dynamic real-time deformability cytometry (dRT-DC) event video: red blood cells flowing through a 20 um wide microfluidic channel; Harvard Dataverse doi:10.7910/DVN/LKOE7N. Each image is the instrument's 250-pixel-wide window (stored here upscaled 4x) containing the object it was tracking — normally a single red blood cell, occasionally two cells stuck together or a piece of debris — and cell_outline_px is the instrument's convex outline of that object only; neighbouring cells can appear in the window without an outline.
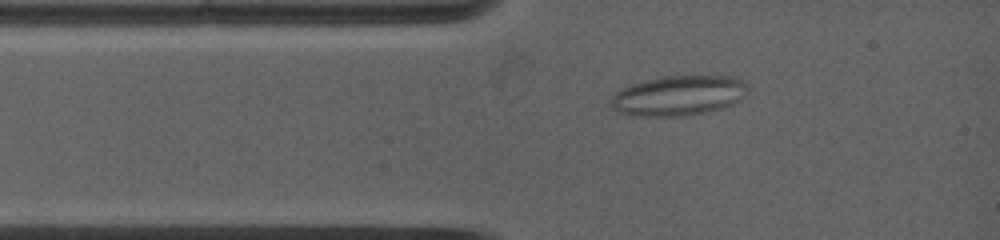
{"species": "common noctule bat (a hibernating species)", "species_latin": "Nyctalus noctula", "temperature_condition": "warm", "stored_images_in_passage": 39, "camera_frame_rate_fps": 5000, "um_per_image_px": 0.085, "animal": {"sex": "female", "body_mass_g": 19.0, "forearm_length_mm": 53.3}, "frame": {"image": 1, "passage_image": 2, "time_ms": 0.4, "image_size_px": [1000, 240], "cell_outline_px": [[744, 84], [740, 100], [732, 104], [720, 108], [704, 112], [684, 116], [632, 116], [620, 112], [612, 108], [612, 96], [616, 92], [632, 84], [644, 80], [664, 76], [736, 76]], "centroid_in_image_um": [57.61, 8.13], "position_along_channel_um": 27.4, "area_um2": 31.33}}
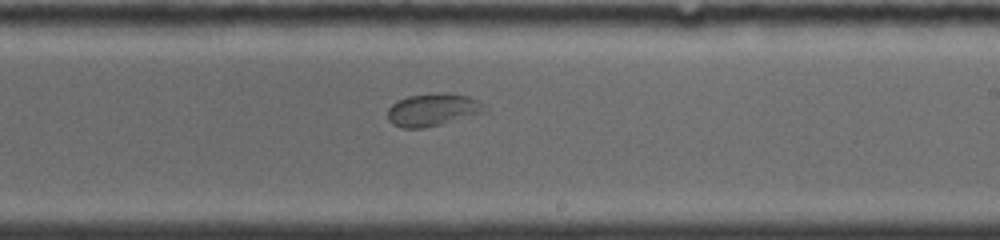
{"frame": {"image": 2, "passage_image": 20, "time_ms": 6.4, "image_size_px": [1000, 240], "cell_outline_px": [[488, 112], [424, 128], [400, 128], [392, 124], [388, 120], [388, 108], [392, 104], [408, 96], [432, 92], [448, 92], [468, 96], [480, 100], [484, 104]], "centroid_in_image_um": [36.82, 9.32], "position_along_channel_um": 252.2, "area_um2": 18.79}}
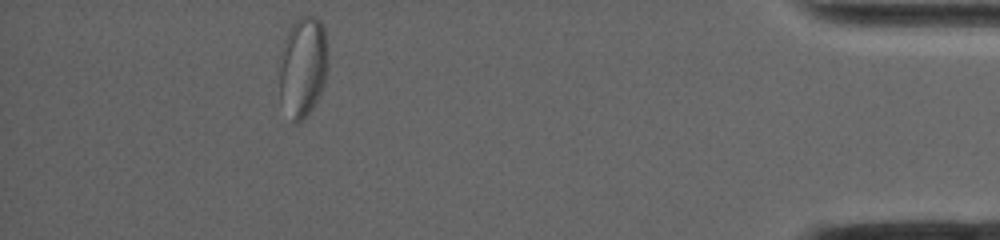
{"frame": {"image": 3, "passage_image": 39, "time_ms": 12.2, "image_size_px": [1000, 240], "cell_outline_px": [[328, 68], [320, 92], [312, 108], [296, 124], [292, 124], [280, 100], [280, 56], [284, 40], [288, 28], [300, 16], [316, 16], [320, 20], [324, 28], [328, 56]], "centroid_in_image_um": [25.73, 5.65], "position_along_channel_um": 409.5, "area_um2": 28.55}}